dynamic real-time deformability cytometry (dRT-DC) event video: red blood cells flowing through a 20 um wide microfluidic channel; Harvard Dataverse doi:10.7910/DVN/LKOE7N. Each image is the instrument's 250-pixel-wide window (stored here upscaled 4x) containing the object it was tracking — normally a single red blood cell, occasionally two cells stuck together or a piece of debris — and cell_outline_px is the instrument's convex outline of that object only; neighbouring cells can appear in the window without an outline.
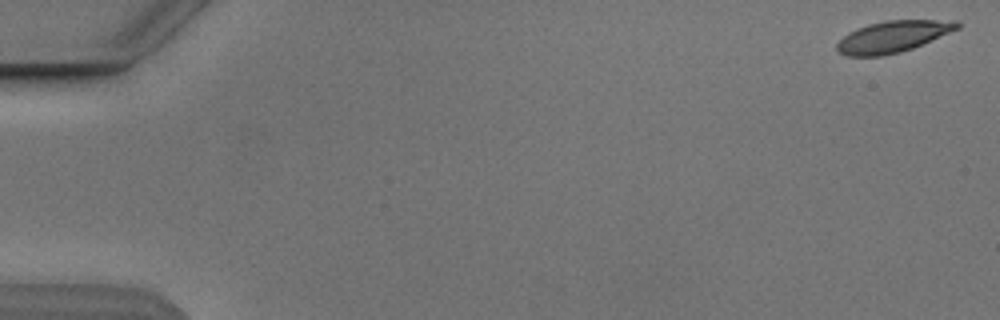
{"species": "Egyptian fruit bat (a non-hibernating species)", "species_latin": "Rousettus aegyptiacus", "temperature_condition": "cold", "stored_images_in_passage": 5, "camera_frame_rate_fps": 3000, "um_per_image_px": 0.085, "animal": {"sex": "male"}, "frame": {"image": 1, "passage_image": 1, "time_ms": 0.0, "image_size_px": [1000, 320], "cell_outline_px": [[960, 28], [912, 48], [900, 52], [884, 56], [848, 56], [836, 52], [836, 44], [848, 32], [856, 28], [868, 24], [884, 20], [956, 20], [960, 24]], "centroid_in_image_um": [75.86, 3.11], "position_along_channel_um": 9.1, "area_um2": 22.14}}
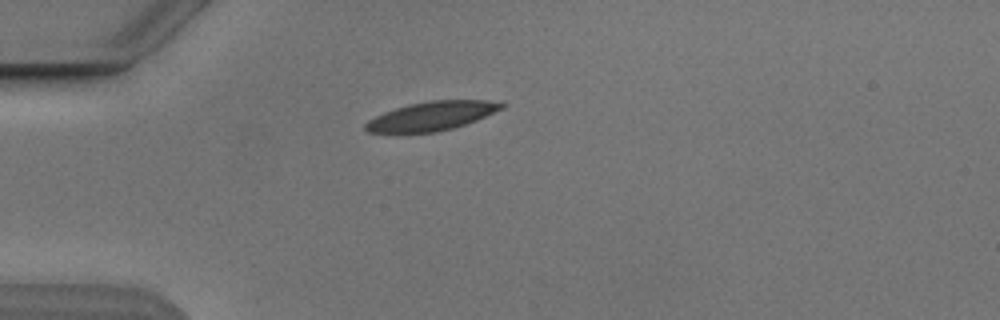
{"frame": {"image": 2, "passage_image": 5, "time_ms": 4.667, "image_size_px": [1000, 320], "cell_outline_px": [[508, 104], [504, 108], [476, 120], [452, 128], [436, 132], [368, 132], [364, 128], [364, 124], [368, 120], [384, 112], [408, 104], [432, 100], [488, 100]], "centroid_in_image_um": [36.72, 9.85], "position_along_channel_um": 48.3, "area_um2": 22.72}}